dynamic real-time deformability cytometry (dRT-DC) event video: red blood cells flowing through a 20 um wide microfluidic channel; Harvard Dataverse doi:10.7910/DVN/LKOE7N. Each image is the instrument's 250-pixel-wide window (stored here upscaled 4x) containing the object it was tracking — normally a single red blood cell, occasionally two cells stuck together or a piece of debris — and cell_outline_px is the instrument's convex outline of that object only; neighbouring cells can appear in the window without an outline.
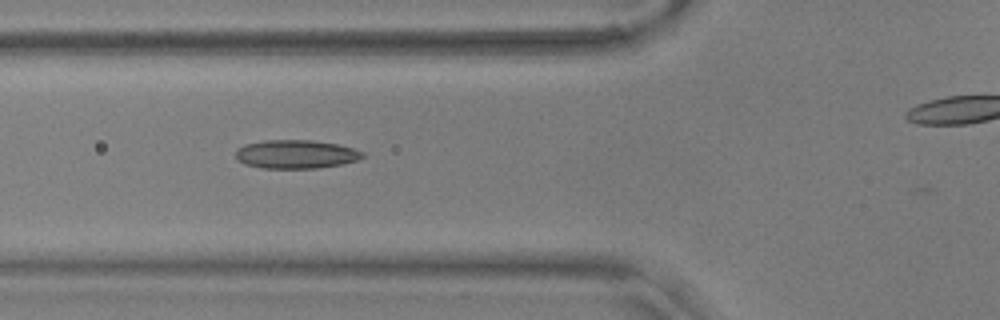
{"species": "common noctule bat (a hibernating species)", "species_latin": "Nyctalus noctula", "temperature_condition": "warm", "stored_images_in_passage": 34, "camera_frame_rate_fps": 3000, "um_per_image_px": 0.085, "animal": {"sex": "male", "body_mass_g": 17.9, "forearm_length_mm": 54.2}, "frame": {"image": 1, "passage_image": 5, "time_ms": 1.333, "image_size_px": [1000, 320], "cell_outline_px": [[364, 156], [356, 160], [340, 164], [316, 168], [260, 168], [244, 164], [236, 156], [236, 148], [244, 144], [264, 140], [312, 140], [336, 144], [352, 148], [364, 152]], "centroid_in_image_um": [25.11, 13.1], "position_along_channel_um": 100.7, "area_um2": 21.04}}
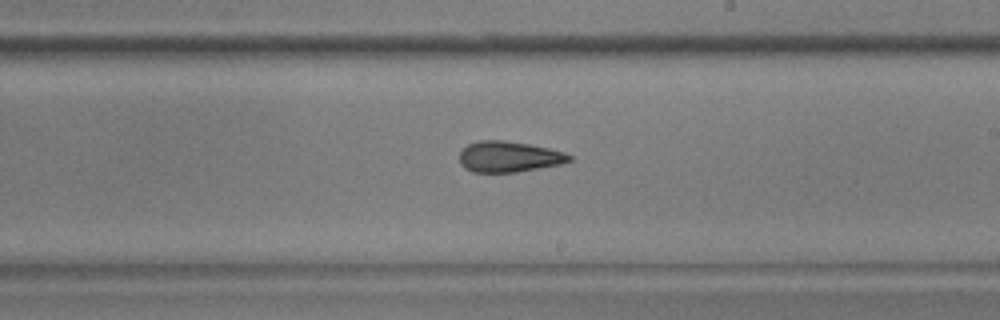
{"frame": {"image": 2, "passage_image": 17, "time_ms": 5.333, "image_size_px": [1000, 320], "cell_outline_px": [[572, 160], [560, 164], [516, 172], [472, 172], [464, 168], [460, 164], [460, 152], [468, 144], [480, 140], [504, 140], [528, 144], [548, 148], [564, 152], [572, 156]], "centroid_in_image_um": [43.24, 13.32], "position_along_channel_um": 245.8, "area_um2": 19.65}}
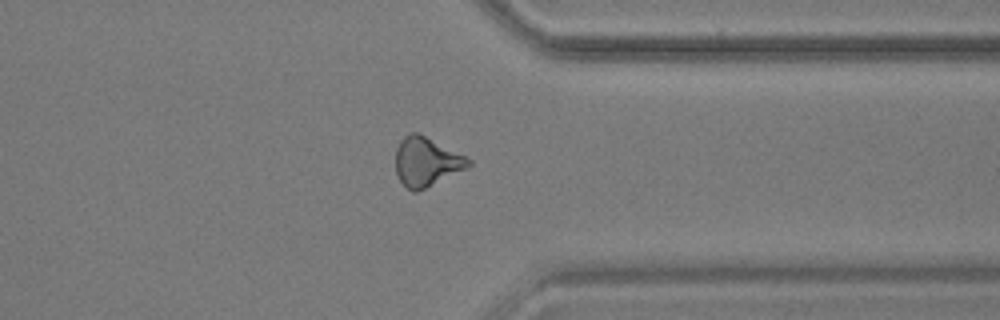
{"frame": {"image": 3, "passage_image": 28, "time_ms": 9.0, "image_size_px": [1000, 320], "cell_outline_px": [[472, 164], [468, 168], [416, 192], [412, 192], [400, 180], [396, 172], [396, 148], [400, 140], [404, 136], [412, 132], [420, 132], [472, 160]], "centroid_in_image_um": [36.25, 13.73], "position_along_channel_um": 375.2, "area_um2": 20.81}, "authors_computed_cell_mechanics": {"area_um2": 19.9988, "velocity_mm_per_s": 3.6172, "shape_relaxation_time_tau1_ms": null, "shape_relaxation_time_tau2_ms": 3.4836, "deformation_change_tau1": null, "deformation_change_tau2": 0.1208}}